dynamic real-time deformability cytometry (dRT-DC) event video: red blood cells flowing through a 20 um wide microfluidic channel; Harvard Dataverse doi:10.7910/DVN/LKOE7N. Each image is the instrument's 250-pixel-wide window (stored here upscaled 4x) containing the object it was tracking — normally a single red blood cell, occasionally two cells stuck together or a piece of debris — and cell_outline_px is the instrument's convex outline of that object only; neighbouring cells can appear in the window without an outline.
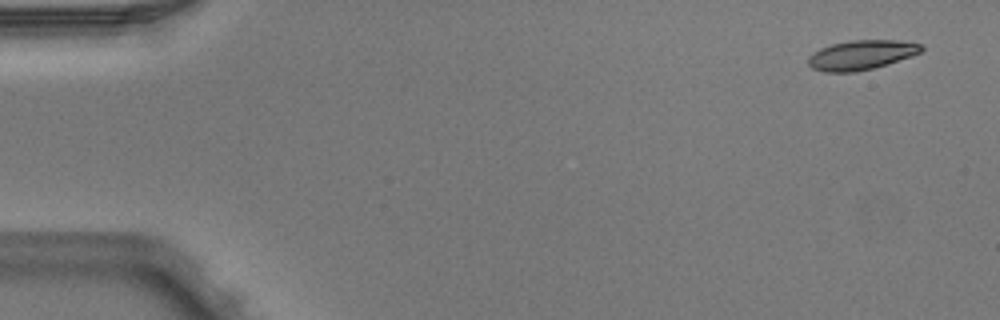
{"species": "Egyptian fruit bat (a non-hibernating species)", "species_latin": "Rousettus aegyptiacus", "temperature_condition": "warm", "stored_images_in_passage": 5, "segment_of_instrument_passage": [1, 2], "camera_frame_rate_fps": 3000, "um_per_image_px": 0.085, "animal": {"sex": "male"}, "frame": {"image": 1, "passage_image": 1, "time_ms": 0.0, "image_size_px": [1000, 320], "cell_outline_px": [[924, 48], [920, 52], [912, 56], [888, 64], [856, 72], [824, 72], [812, 68], [808, 64], [808, 56], [812, 52], [820, 48], [832, 44], [852, 40], [896, 40], [924, 44]], "centroid_in_image_um": [73.21, 4.67], "position_along_channel_um": 11.8, "area_um2": 19.59}}
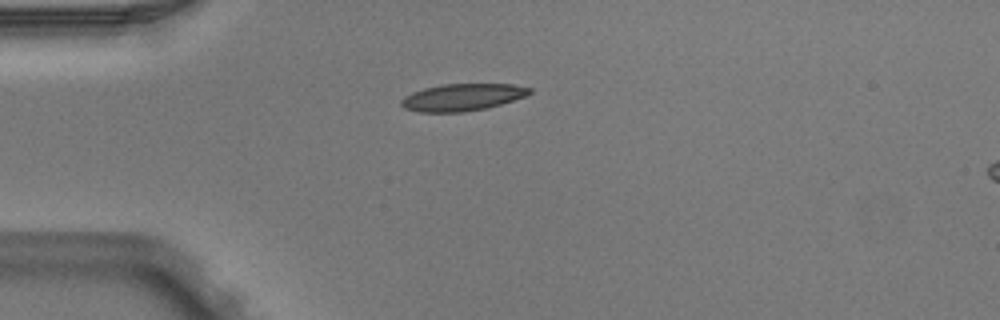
{"frame": {"image": 2, "passage_image": 4, "time_ms": 1.0, "image_size_px": [1000, 320], "cell_outline_px": [[532, 92], [524, 96], [488, 108], [464, 112], [420, 112], [404, 108], [400, 104], [400, 100], [404, 96], [412, 92], [424, 88], [440, 84], [512, 84], [532, 88]], "centroid_in_image_um": [39.26, 8.26], "position_along_channel_um": 45.7, "area_um2": 20.29}}